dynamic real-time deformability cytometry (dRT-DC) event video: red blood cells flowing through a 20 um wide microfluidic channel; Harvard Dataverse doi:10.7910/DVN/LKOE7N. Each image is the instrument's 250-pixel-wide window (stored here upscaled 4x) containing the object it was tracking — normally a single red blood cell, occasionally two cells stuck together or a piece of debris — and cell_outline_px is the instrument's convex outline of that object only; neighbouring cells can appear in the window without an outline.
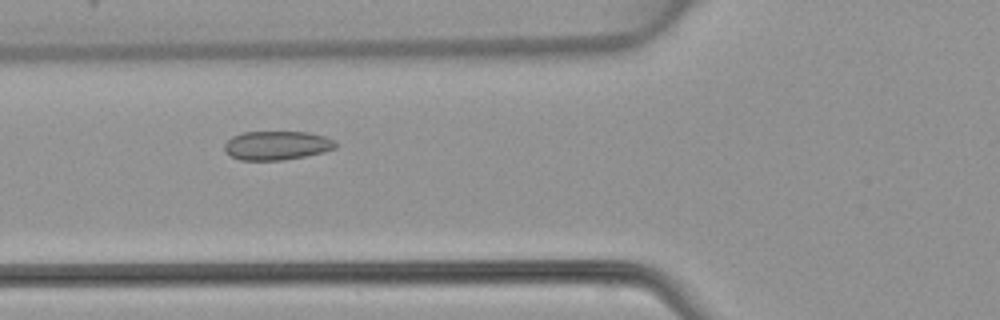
{"species": "common noctule bat (a hibernating species)", "species_latin": "Nyctalus noctula", "temperature_condition": "warm", "stored_images_in_passage": 49, "camera_frame_rate_fps": 3000, "um_per_image_px": 0.085, "animal": {"sex": "female", "body_mass_g": 22.7, "forearm_length_mm": 54.2}, "frame": {"image": 1, "passage_image": 19, "time_ms": 6.0, "image_size_px": [1000, 320], "cell_outline_px": [[336, 148], [324, 152], [284, 160], [240, 160], [224, 152], [224, 144], [232, 136], [244, 132], [308, 132], [324, 136], [332, 140], [336, 144]], "centroid_in_image_um": [23.5, 12.36], "position_along_channel_um": 102.3, "area_um2": 18.67}}
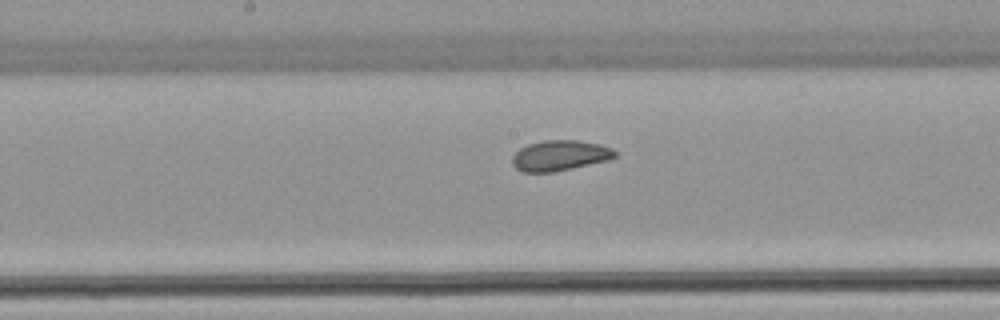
{"frame": {"image": 2, "passage_image": 26, "time_ms": 8.333, "image_size_px": [1000, 320], "cell_outline_px": [[616, 156], [608, 160], [556, 172], [520, 172], [512, 164], [512, 156], [520, 148], [528, 144], [544, 140], [576, 140], [600, 144], [612, 148], [616, 152]], "centroid_in_image_um": [47.57, 13.22], "position_along_channel_um": 200.6, "area_um2": 18.32}}
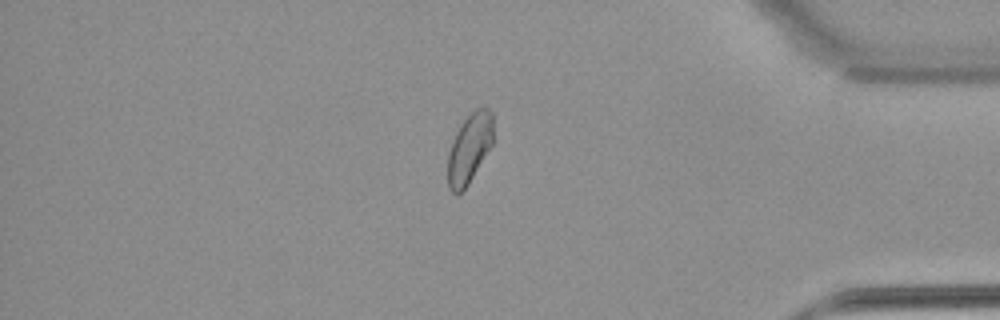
{"frame": {"image": 3, "passage_image": 42, "time_ms": 13.667, "image_size_px": [1000, 320], "cell_outline_px": [[492, 144], [468, 184], [456, 196], [448, 188], [448, 152], [452, 140], [460, 124], [476, 108], [488, 108], [492, 112]], "centroid_in_image_um": [39.87, 12.62], "position_along_channel_um": 395.3, "area_um2": 18.21}}